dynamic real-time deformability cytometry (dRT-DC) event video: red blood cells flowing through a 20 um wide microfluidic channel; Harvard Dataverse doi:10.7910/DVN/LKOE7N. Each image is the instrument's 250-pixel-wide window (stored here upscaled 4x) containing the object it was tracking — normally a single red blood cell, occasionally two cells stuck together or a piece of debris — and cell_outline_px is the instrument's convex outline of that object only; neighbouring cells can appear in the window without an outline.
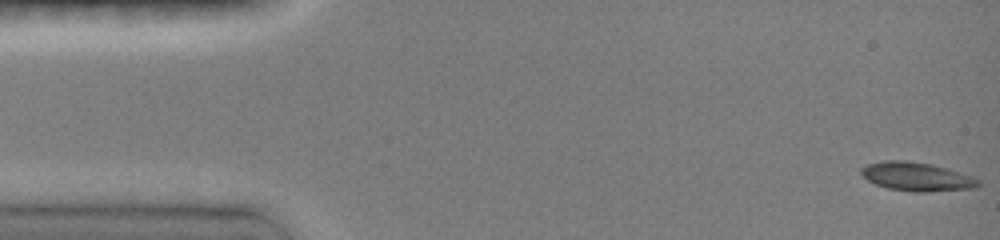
{"species": "common noctule bat (a hibernating species)", "species_latin": "Nyctalus noctula", "temperature_condition": "room temperature", "stored_images_in_passage": 17, "camera_frame_rate_fps": 3000, "um_per_image_px": 0.085, "animal": {"sex": "female", "body_mass_g": 19.0, "forearm_length_mm": 51.5}, "frame": {"image": 1, "passage_image": 1, "time_ms": 0.0, "image_size_px": [1000, 240], "cell_outline_px": [[980, 184], [976, 188], [928, 192], [912, 192], [888, 188], [876, 184], [868, 180], [860, 172], [860, 168], [868, 164], [884, 160], [904, 160], [932, 164], [972, 176], [980, 180]], "centroid_in_image_um": [77.93, 15.02], "position_along_channel_um": 7.1, "area_um2": 19.59}}
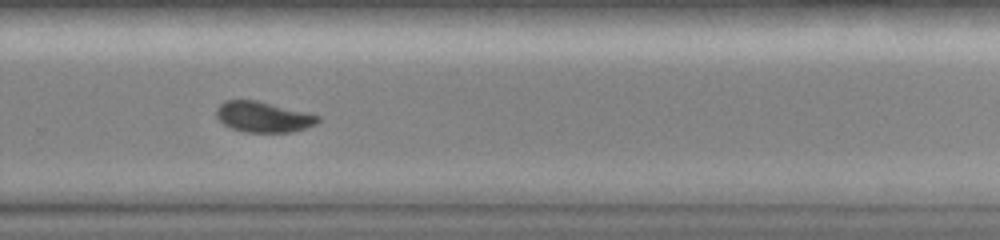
{"frame": {"image": 2, "passage_image": 12, "time_ms": 10.333, "image_size_px": [1000, 240], "cell_outline_px": [[320, 120], [316, 124], [304, 128], [288, 132], [244, 132], [232, 128], [224, 124], [216, 116], [216, 108], [224, 100], [256, 100], [320, 116]], "centroid_in_image_um": [22.34, 9.93], "position_along_channel_um": 307.5, "area_um2": 17.86}}
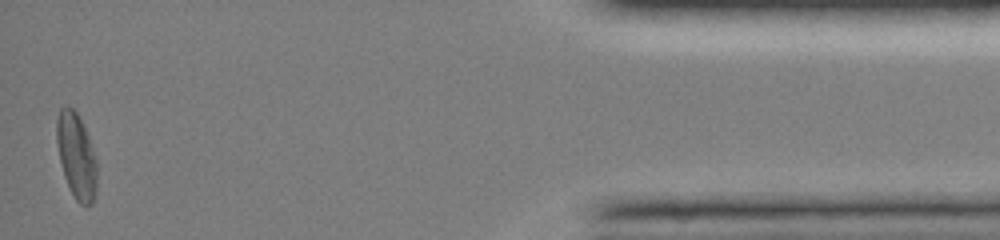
{"frame": {"image": 3, "passage_image": 17, "time_ms": 15.0, "image_size_px": [1000, 240], "cell_outline_px": [[96, 188], [92, 204], [80, 204], [76, 200], [64, 176], [60, 160], [56, 140], [56, 120], [60, 108], [72, 108], [80, 116], [88, 136], [96, 160]], "centroid_in_image_um": [6.48, 13.23], "position_along_channel_um": 428.7, "area_um2": 19.71}, "authors_computed_cell_mechanics": {"area_um2": 19.1896, "velocity_mm_per_s": 4.0886, "shape_relaxation_time_tau1_ms": 3.3247, "shape_relaxation_time_tau2_ms": 5.2071, "deformation_change_tau1": 0.1355, "deformation_change_tau2": 0.0575}}